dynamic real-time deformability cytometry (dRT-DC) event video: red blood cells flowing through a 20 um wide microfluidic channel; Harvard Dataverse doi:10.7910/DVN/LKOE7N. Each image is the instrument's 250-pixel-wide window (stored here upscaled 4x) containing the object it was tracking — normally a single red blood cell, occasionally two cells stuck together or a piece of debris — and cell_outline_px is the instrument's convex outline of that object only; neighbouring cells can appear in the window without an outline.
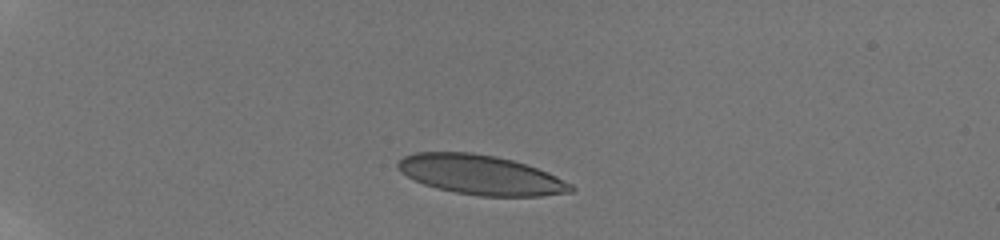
{"species": "human", "species_latin": "Homo sapiens", "temperature_condition": "room temperature", "stored_images_in_passage": 20, "camera_frame_rate_fps": 3000, "um_per_image_px": 0.085, "donor": {"sex": "male"}, "frame": {"image": 1, "passage_image": 1, "time_ms": 0.0, "image_size_px": [1000, 240], "cell_outline_px": [[576, 188], [572, 192], [540, 196], [480, 196], [456, 192], [436, 188], [424, 184], [400, 172], [396, 168], [396, 164], [404, 156], [412, 152], [472, 152], [496, 156], [512, 160], [548, 172], [572, 184]], "centroid_in_image_um": [40.85, 14.86], "position_along_channel_um": 44.1, "area_um2": 39.88}}
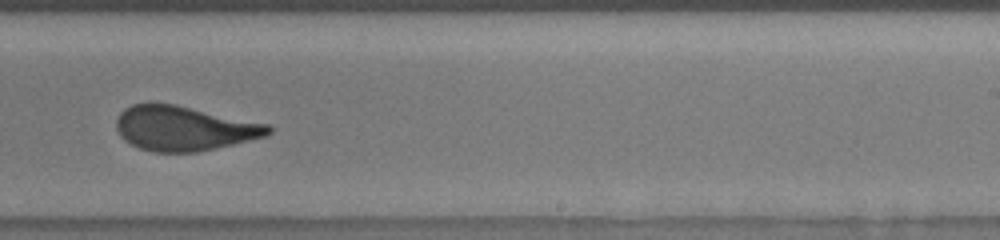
{"frame": {"image": 2, "passage_image": 11, "time_ms": 3.333, "image_size_px": [1000, 240], "cell_outline_px": [[272, 132], [268, 136], [196, 152], [156, 152], [140, 148], [124, 140], [120, 136], [116, 128], [116, 120], [120, 112], [124, 108], [132, 104], [152, 100], [176, 104], [268, 124], [272, 128]], "centroid_in_image_um": [15.6, 10.87], "position_along_channel_um": 273.4, "area_um2": 40.0}}
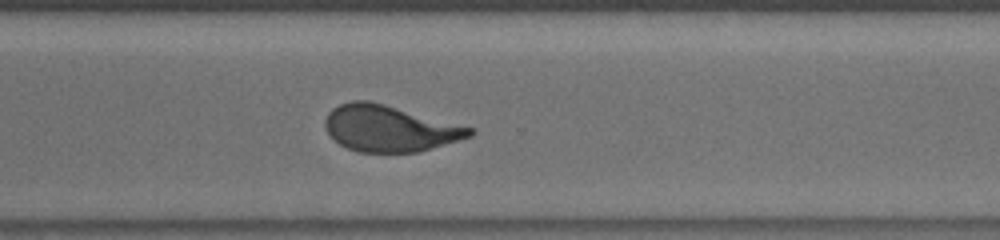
{"frame": {"image": 3, "passage_image": 14, "time_ms": 4.333, "image_size_px": [1000, 240], "cell_outline_px": [[476, 132], [472, 136], [416, 152], [360, 152], [348, 148], [340, 144], [328, 132], [324, 124], [324, 120], [328, 112], [332, 108], [340, 104], [352, 100], [368, 100], [384, 104], [476, 128]], "centroid_in_image_um": [33.12, 10.9], "position_along_channel_um": 337.5, "area_um2": 38.78}}